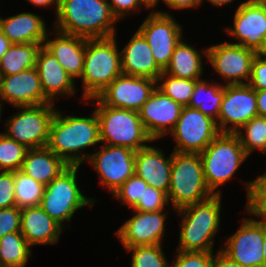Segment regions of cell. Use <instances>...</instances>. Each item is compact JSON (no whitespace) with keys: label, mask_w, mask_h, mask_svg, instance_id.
Instances as JSON below:
<instances>
[{"label":"cell","mask_w":266,"mask_h":267,"mask_svg":"<svg viewBox=\"0 0 266 267\" xmlns=\"http://www.w3.org/2000/svg\"><path fill=\"white\" fill-rule=\"evenodd\" d=\"M56 30L85 39L115 36L113 15L108 0H59Z\"/></svg>","instance_id":"obj_1"},{"label":"cell","mask_w":266,"mask_h":267,"mask_svg":"<svg viewBox=\"0 0 266 267\" xmlns=\"http://www.w3.org/2000/svg\"><path fill=\"white\" fill-rule=\"evenodd\" d=\"M92 117L64 116L56 111L50 126L47 147L69 166H80L89 155L83 150L101 143L98 116L94 109Z\"/></svg>","instance_id":"obj_2"},{"label":"cell","mask_w":266,"mask_h":267,"mask_svg":"<svg viewBox=\"0 0 266 267\" xmlns=\"http://www.w3.org/2000/svg\"><path fill=\"white\" fill-rule=\"evenodd\" d=\"M221 194L177 210L182 216L178 250L213 252V243L220 225Z\"/></svg>","instance_id":"obj_3"},{"label":"cell","mask_w":266,"mask_h":267,"mask_svg":"<svg viewBox=\"0 0 266 267\" xmlns=\"http://www.w3.org/2000/svg\"><path fill=\"white\" fill-rule=\"evenodd\" d=\"M122 74L121 53L116 36L86 39L82 72L83 99L97 97L115 78Z\"/></svg>","instance_id":"obj_4"},{"label":"cell","mask_w":266,"mask_h":267,"mask_svg":"<svg viewBox=\"0 0 266 267\" xmlns=\"http://www.w3.org/2000/svg\"><path fill=\"white\" fill-rule=\"evenodd\" d=\"M214 195L208 188L200 153H172L168 201L175 211Z\"/></svg>","instance_id":"obj_5"},{"label":"cell","mask_w":266,"mask_h":267,"mask_svg":"<svg viewBox=\"0 0 266 267\" xmlns=\"http://www.w3.org/2000/svg\"><path fill=\"white\" fill-rule=\"evenodd\" d=\"M95 111L98 116L100 140L105 145L124 146L138 151L154 142L148 134L138 111L109 107L97 97ZM144 143V144H143Z\"/></svg>","instance_id":"obj_6"},{"label":"cell","mask_w":266,"mask_h":267,"mask_svg":"<svg viewBox=\"0 0 266 267\" xmlns=\"http://www.w3.org/2000/svg\"><path fill=\"white\" fill-rule=\"evenodd\" d=\"M203 172L209 190L221 194L216 189L230 181L241 164L247 159L236 133H220L201 153Z\"/></svg>","instance_id":"obj_7"},{"label":"cell","mask_w":266,"mask_h":267,"mask_svg":"<svg viewBox=\"0 0 266 267\" xmlns=\"http://www.w3.org/2000/svg\"><path fill=\"white\" fill-rule=\"evenodd\" d=\"M69 166L44 188L41 208L58 224L70 221L73 214L84 206H93L95 201L82 194L78 187L77 170Z\"/></svg>","instance_id":"obj_8"},{"label":"cell","mask_w":266,"mask_h":267,"mask_svg":"<svg viewBox=\"0 0 266 267\" xmlns=\"http://www.w3.org/2000/svg\"><path fill=\"white\" fill-rule=\"evenodd\" d=\"M54 103L38 106H24L19 113L6 121L7 137L28 149L46 147L49 140L50 126L56 113Z\"/></svg>","instance_id":"obj_9"},{"label":"cell","mask_w":266,"mask_h":267,"mask_svg":"<svg viewBox=\"0 0 266 267\" xmlns=\"http://www.w3.org/2000/svg\"><path fill=\"white\" fill-rule=\"evenodd\" d=\"M170 133L176 143L173 151L201 153L220 131L216 120L197 108L183 106L180 117Z\"/></svg>","instance_id":"obj_10"},{"label":"cell","mask_w":266,"mask_h":267,"mask_svg":"<svg viewBox=\"0 0 266 267\" xmlns=\"http://www.w3.org/2000/svg\"><path fill=\"white\" fill-rule=\"evenodd\" d=\"M138 31L149 44L155 62L164 71L170 63L174 48L181 41V25L170 13L151 11Z\"/></svg>","instance_id":"obj_11"},{"label":"cell","mask_w":266,"mask_h":267,"mask_svg":"<svg viewBox=\"0 0 266 267\" xmlns=\"http://www.w3.org/2000/svg\"><path fill=\"white\" fill-rule=\"evenodd\" d=\"M256 116L255 89L249 84L224 85V97L216 121L220 133H236Z\"/></svg>","instance_id":"obj_12"},{"label":"cell","mask_w":266,"mask_h":267,"mask_svg":"<svg viewBox=\"0 0 266 267\" xmlns=\"http://www.w3.org/2000/svg\"><path fill=\"white\" fill-rule=\"evenodd\" d=\"M266 220L245 218L236 233L228 238L220 250L242 267H264L263 243Z\"/></svg>","instance_id":"obj_13"},{"label":"cell","mask_w":266,"mask_h":267,"mask_svg":"<svg viewBox=\"0 0 266 267\" xmlns=\"http://www.w3.org/2000/svg\"><path fill=\"white\" fill-rule=\"evenodd\" d=\"M204 53L215 72L227 79L226 85L248 84L257 52L239 44L224 42L206 48Z\"/></svg>","instance_id":"obj_14"},{"label":"cell","mask_w":266,"mask_h":267,"mask_svg":"<svg viewBox=\"0 0 266 267\" xmlns=\"http://www.w3.org/2000/svg\"><path fill=\"white\" fill-rule=\"evenodd\" d=\"M101 150L89 154L90 163L99 174L100 184L113 193L135 174V153L124 146L103 145Z\"/></svg>","instance_id":"obj_15"},{"label":"cell","mask_w":266,"mask_h":267,"mask_svg":"<svg viewBox=\"0 0 266 267\" xmlns=\"http://www.w3.org/2000/svg\"><path fill=\"white\" fill-rule=\"evenodd\" d=\"M156 86L157 81L153 79L122 73L97 98L109 107L139 111Z\"/></svg>","instance_id":"obj_16"},{"label":"cell","mask_w":266,"mask_h":267,"mask_svg":"<svg viewBox=\"0 0 266 267\" xmlns=\"http://www.w3.org/2000/svg\"><path fill=\"white\" fill-rule=\"evenodd\" d=\"M234 29L226 28L227 33L238 39L245 48L259 52L266 39V8L256 0L242 2L234 15Z\"/></svg>","instance_id":"obj_17"},{"label":"cell","mask_w":266,"mask_h":267,"mask_svg":"<svg viewBox=\"0 0 266 267\" xmlns=\"http://www.w3.org/2000/svg\"><path fill=\"white\" fill-rule=\"evenodd\" d=\"M182 108L156 87L138 112L146 131L155 141L174 129Z\"/></svg>","instance_id":"obj_18"},{"label":"cell","mask_w":266,"mask_h":267,"mask_svg":"<svg viewBox=\"0 0 266 267\" xmlns=\"http://www.w3.org/2000/svg\"><path fill=\"white\" fill-rule=\"evenodd\" d=\"M0 100L7 101L14 107L52 103L44 95L35 67L13 75L0 76Z\"/></svg>","instance_id":"obj_19"},{"label":"cell","mask_w":266,"mask_h":267,"mask_svg":"<svg viewBox=\"0 0 266 267\" xmlns=\"http://www.w3.org/2000/svg\"><path fill=\"white\" fill-rule=\"evenodd\" d=\"M162 211H134L136 214L116 231L125 249L133 246L161 244L166 220V214Z\"/></svg>","instance_id":"obj_20"},{"label":"cell","mask_w":266,"mask_h":267,"mask_svg":"<svg viewBox=\"0 0 266 267\" xmlns=\"http://www.w3.org/2000/svg\"><path fill=\"white\" fill-rule=\"evenodd\" d=\"M172 153L165 158L162 150L155 146H146L135 153V174L149 186L166 194L170 187Z\"/></svg>","instance_id":"obj_21"},{"label":"cell","mask_w":266,"mask_h":267,"mask_svg":"<svg viewBox=\"0 0 266 267\" xmlns=\"http://www.w3.org/2000/svg\"><path fill=\"white\" fill-rule=\"evenodd\" d=\"M120 53L123 74L147 77L157 81L163 73L155 62L149 44L138 30Z\"/></svg>","instance_id":"obj_22"},{"label":"cell","mask_w":266,"mask_h":267,"mask_svg":"<svg viewBox=\"0 0 266 267\" xmlns=\"http://www.w3.org/2000/svg\"><path fill=\"white\" fill-rule=\"evenodd\" d=\"M37 72L44 95L55 102L56 95L75 94V80L67 73L57 59L43 46L36 58Z\"/></svg>","instance_id":"obj_23"},{"label":"cell","mask_w":266,"mask_h":267,"mask_svg":"<svg viewBox=\"0 0 266 267\" xmlns=\"http://www.w3.org/2000/svg\"><path fill=\"white\" fill-rule=\"evenodd\" d=\"M55 32V39L50 40L47 34L43 47L57 59L73 79L77 77L81 78L86 39L58 31Z\"/></svg>","instance_id":"obj_24"},{"label":"cell","mask_w":266,"mask_h":267,"mask_svg":"<svg viewBox=\"0 0 266 267\" xmlns=\"http://www.w3.org/2000/svg\"><path fill=\"white\" fill-rule=\"evenodd\" d=\"M63 226L53 220L41 206L21 209V230L30 246L57 243Z\"/></svg>","instance_id":"obj_25"},{"label":"cell","mask_w":266,"mask_h":267,"mask_svg":"<svg viewBox=\"0 0 266 267\" xmlns=\"http://www.w3.org/2000/svg\"><path fill=\"white\" fill-rule=\"evenodd\" d=\"M46 24L35 13L22 12L7 18L0 17V30L12 44H44L47 37Z\"/></svg>","instance_id":"obj_26"},{"label":"cell","mask_w":266,"mask_h":267,"mask_svg":"<svg viewBox=\"0 0 266 267\" xmlns=\"http://www.w3.org/2000/svg\"><path fill=\"white\" fill-rule=\"evenodd\" d=\"M68 167L62 158L46 146L28 149L20 170L46 186Z\"/></svg>","instance_id":"obj_27"},{"label":"cell","mask_w":266,"mask_h":267,"mask_svg":"<svg viewBox=\"0 0 266 267\" xmlns=\"http://www.w3.org/2000/svg\"><path fill=\"white\" fill-rule=\"evenodd\" d=\"M202 55L198 50L181 41L174 48L169 65L164 72L177 78L200 80L203 73Z\"/></svg>","instance_id":"obj_28"},{"label":"cell","mask_w":266,"mask_h":267,"mask_svg":"<svg viewBox=\"0 0 266 267\" xmlns=\"http://www.w3.org/2000/svg\"><path fill=\"white\" fill-rule=\"evenodd\" d=\"M42 44L15 43L0 60V76H9L36 66Z\"/></svg>","instance_id":"obj_29"},{"label":"cell","mask_w":266,"mask_h":267,"mask_svg":"<svg viewBox=\"0 0 266 267\" xmlns=\"http://www.w3.org/2000/svg\"><path fill=\"white\" fill-rule=\"evenodd\" d=\"M203 94V95H202ZM224 97V85L197 80L188 107L197 108L217 121Z\"/></svg>","instance_id":"obj_30"},{"label":"cell","mask_w":266,"mask_h":267,"mask_svg":"<svg viewBox=\"0 0 266 267\" xmlns=\"http://www.w3.org/2000/svg\"><path fill=\"white\" fill-rule=\"evenodd\" d=\"M31 246L20 232L0 238V267H25L32 255Z\"/></svg>","instance_id":"obj_31"},{"label":"cell","mask_w":266,"mask_h":267,"mask_svg":"<svg viewBox=\"0 0 266 267\" xmlns=\"http://www.w3.org/2000/svg\"><path fill=\"white\" fill-rule=\"evenodd\" d=\"M15 202L19 209L40 206L45 185L34 180L21 170L14 171Z\"/></svg>","instance_id":"obj_32"},{"label":"cell","mask_w":266,"mask_h":267,"mask_svg":"<svg viewBox=\"0 0 266 267\" xmlns=\"http://www.w3.org/2000/svg\"><path fill=\"white\" fill-rule=\"evenodd\" d=\"M236 134L248 156L255 149L266 154V117L256 116L252 118Z\"/></svg>","instance_id":"obj_33"},{"label":"cell","mask_w":266,"mask_h":267,"mask_svg":"<svg viewBox=\"0 0 266 267\" xmlns=\"http://www.w3.org/2000/svg\"><path fill=\"white\" fill-rule=\"evenodd\" d=\"M159 80L162 83L156 87L160 91L182 106L189 105L197 80L177 78L164 71L157 79V84L160 83Z\"/></svg>","instance_id":"obj_34"},{"label":"cell","mask_w":266,"mask_h":267,"mask_svg":"<svg viewBox=\"0 0 266 267\" xmlns=\"http://www.w3.org/2000/svg\"><path fill=\"white\" fill-rule=\"evenodd\" d=\"M28 148L0 133V171L21 169Z\"/></svg>","instance_id":"obj_35"},{"label":"cell","mask_w":266,"mask_h":267,"mask_svg":"<svg viewBox=\"0 0 266 267\" xmlns=\"http://www.w3.org/2000/svg\"><path fill=\"white\" fill-rule=\"evenodd\" d=\"M162 244L143 245L128 247L126 250L132 252L131 267H170L164 252Z\"/></svg>","instance_id":"obj_36"},{"label":"cell","mask_w":266,"mask_h":267,"mask_svg":"<svg viewBox=\"0 0 266 267\" xmlns=\"http://www.w3.org/2000/svg\"><path fill=\"white\" fill-rule=\"evenodd\" d=\"M247 188V213L266 220V172L245 183Z\"/></svg>","instance_id":"obj_37"},{"label":"cell","mask_w":266,"mask_h":267,"mask_svg":"<svg viewBox=\"0 0 266 267\" xmlns=\"http://www.w3.org/2000/svg\"><path fill=\"white\" fill-rule=\"evenodd\" d=\"M149 185L136 174L128 178L123 185L117 189L113 196L119 199L123 204L133 208L143 197L144 189Z\"/></svg>","instance_id":"obj_38"},{"label":"cell","mask_w":266,"mask_h":267,"mask_svg":"<svg viewBox=\"0 0 266 267\" xmlns=\"http://www.w3.org/2000/svg\"><path fill=\"white\" fill-rule=\"evenodd\" d=\"M169 204L167 194L159 189L148 186L143 197L132 208L134 211L155 212L164 210Z\"/></svg>","instance_id":"obj_39"},{"label":"cell","mask_w":266,"mask_h":267,"mask_svg":"<svg viewBox=\"0 0 266 267\" xmlns=\"http://www.w3.org/2000/svg\"><path fill=\"white\" fill-rule=\"evenodd\" d=\"M178 251L170 267H212L213 252Z\"/></svg>","instance_id":"obj_40"},{"label":"cell","mask_w":266,"mask_h":267,"mask_svg":"<svg viewBox=\"0 0 266 267\" xmlns=\"http://www.w3.org/2000/svg\"><path fill=\"white\" fill-rule=\"evenodd\" d=\"M14 206H16L14 171H0V209Z\"/></svg>","instance_id":"obj_41"},{"label":"cell","mask_w":266,"mask_h":267,"mask_svg":"<svg viewBox=\"0 0 266 267\" xmlns=\"http://www.w3.org/2000/svg\"><path fill=\"white\" fill-rule=\"evenodd\" d=\"M21 230V209L17 206L0 209V238Z\"/></svg>","instance_id":"obj_42"},{"label":"cell","mask_w":266,"mask_h":267,"mask_svg":"<svg viewBox=\"0 0 266 267\" xmlns=\"http://www.w3.org/2000/svg\"><path fill=\"white\" fill-rule=\"evenodd\" d=\"M248 84L255 90L266 89V59L258 53L252 63L251 77Z\"/></svg>","instance_id":"obj_43"},{"label":"cell","mask_w":266,"mask_h":267,"mask_svg":"<svg viewBox=\"0 0 266 267\" xmlns=\"http://www.w3.org/2000/svg\"><path fill=\"white\" fill-rule=\"evenodd\" d=\"M108 3L118 21L141 6L139 0H108Z\"/></svg>","instance_id":"obj_44"},{"label":"cell","mask_w":266,"mask_h":267,"mask_svg":"<svg viewBox=\"0 0 266 267\" xmlns=\"http://www.w3.org/2000/svg\"><path fill=\"white\" fill-rule=\"evenodd\" d=\"M212 267H242L236 261L231 260L220 249L212 259Z\"/></svg>","instance_id":"obj_45"},{"label":"cell","mask_w":266,"mask_h":267,"mask_svg":"<svg viewBox=\"0 0 266 267\" xmlns=\"http://www.w3.org/2000/svg\"><path fill=\"white\" fill-rule=\"evenodd\" d=\"M203 2V0H164L165 4L175 10L196 7L201 5Z\"/></svg>","instance_id":"obj_46"},{"label":"cell","mask_w":266,"mask_h":267,"mask_svg":"<svg viewBox=\"0 0 266 267\" xmlns=\"http://www.w3.org/2000/svg\"><path fill=\"white\" fill-rule=\"evenodd\" d=\"M258 116L266 117V89L256 90Z\"/></svg>","instance_id":"obj_47"},{"label":"cell","mask_w":266,"mask_h":267,"mask_svg":"<svg viewBox=\"0 0 266 267\" xmlns=\"http://www.w3.org/2000/svg\"><path fill=\"white\" fill-rule=\"evenodd\" d=\"M12 43L0 30V60L7 50L11 47Z\"/></svg>","instance_id":"obj_48"},{"label":"cell","mask_w":266,"mask_h":267,"mask_svg":"<svg viewBox=\"0 0 266 267\" xmlns=\"http://www.w3.org/2000/svg\"><path fill=\"white\" fill-rule=\"evenodd\" d=\"M28 2H31V4L41 7L50 6L52 3L56 5V13L58 11L59 6V0H28Z\"/></svg>","instance_id":"obj_49"},{"label":"cell","mask_w":266,"mask_h":267,"mask_svg":"<svg viewBox=\"0 0 266 267\" xmlns=\"http://www.w3.org/2000/svg\"><path fill=\"white\" fill-rule=\"evenodd\" d=\"M139 2L141 6L143 5L145 8H154L155 5L160 2V0H139Z\"/></svg>","instance_id":"obj_50"},{"label":"cell","mask_w":266,"mask_h":267,"mask_svg":"<svg viewBox=\"0 0 266 267\" xmlns=\"http://www.w3.org/2000/svg\"><path fill=\"white\" fill-rule=\"evenodd\" d=\"M207 1H210L213 5L218 6V7L225 5L231 1L233 2V0H207Z\"/></svg>","instance_id":"obj_51"},{"label":"cell","mask_w":266,"mask_h":267,"mask_svg":"<svg viewBox=\"0 0 266 267\" xmlns=\"http://www.w3.org/2000/svg\"><path fill=\"white\" fill-rule=\"evenodd\" d=\"M263 258H264V267H266V234H265V240L263 243Z\"/></svg>","instance_id":"obj_52"},{"label":"cell","mask_w":266,"mask_h":267,"mask_svg":"<svg viewBox=\"0 0 266 267\" xmlns=\"http://www.w3.org/2000/svg\"><path fill=\"white\" fill-rule=\"evenodd\" d=\"M258 54L262 57H264V59H266V42L264 44V46L262 47V49L258 52Z\"/></svg>","instance_id":"obj_53"},{"label":"cell","mask_w":266,"mask_h":267,"mask_svg":"<svg viewBox=\"0 0 266 267\" xmlns=\"http://www.w3.org/2000/svg\"><path fill=\"white\" fill-rule=\"evenodd\" d=\"M260 5L266 8V0H256Z\"/></svg>","instance_id":"obj_54"},{"label":"cell","mask_w":266,"mask_h":267,"mask_svg":"<svg viewBox=\"0 0 266 267\" xmlns=\"http://www.w3.org/2000/svg\"><path fill=\"white\" fill-rule=\"evenodd\" d=\"M2 105H3V104H2L1 101H0V120H1V115H2V114H1L2 107H3Z\"/></svg>","instance_id":"obj_55"}]
</instances>
